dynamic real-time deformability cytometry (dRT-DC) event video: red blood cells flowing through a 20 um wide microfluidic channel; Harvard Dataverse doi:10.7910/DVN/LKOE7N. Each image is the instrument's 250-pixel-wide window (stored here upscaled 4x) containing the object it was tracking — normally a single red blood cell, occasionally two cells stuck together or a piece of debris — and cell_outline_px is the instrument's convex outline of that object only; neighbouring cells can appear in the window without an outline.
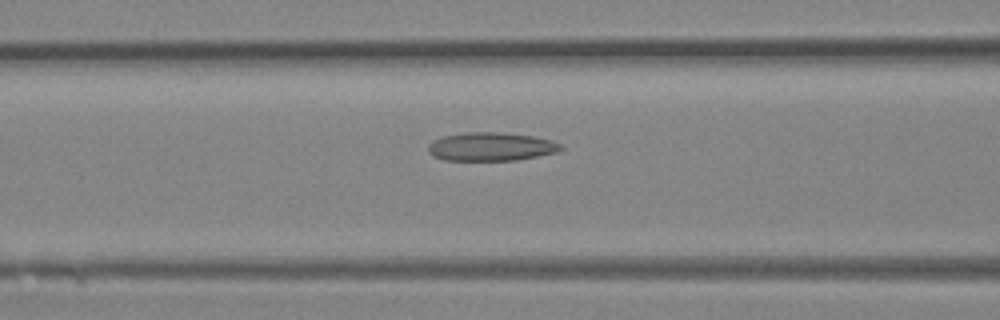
{"species": "Egyptian fruit bat (a non-hibernating species)", "species_latin": "Rousettus aegyptiacus", "temperature_condition": "room temperature", "stored_images_in_passage": 36, "camera_frame_rate_fps": 3000, "um_per_image_px": 0.085, "animal": {"sex": "female"}, "frame": {"image": 1, "passage_image": 14, "time_ms": 4.333, "image_size_px": [1000, 320], "cell_outline_px": [[564, 148], [556, 152], [516, 160], [444, 160], [432, 156], [428, 152], [428, 144], [432, 140], [444, 136], [464, 132], [496, 132], [532, 136], [552, 140], [560, 144]], "centroid_in_image_um": [41.69, 12.46], "position_along_channel_um": 124.9, "area_um2": 21.96}}
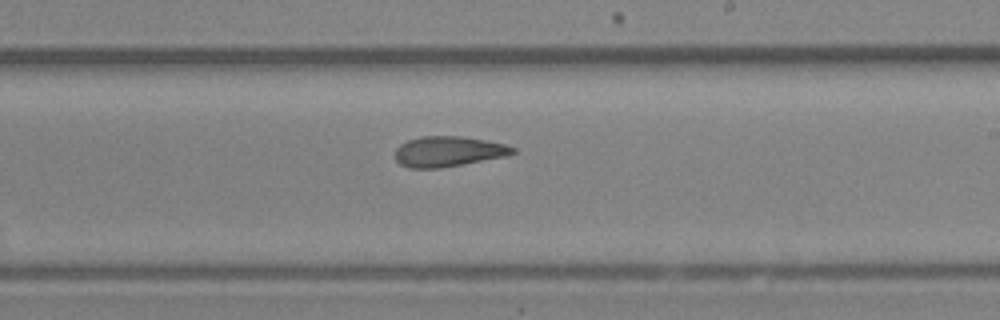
{"frame": {"image": 2, "passage_image": 21, "time_ms": 6.667, "image_size_px": [1000, 320], "cell_outline_px": [[516, 152], [508, 156], [440, 168], [408, 168], [400, 164], [396, 160], [396, 148], [400, 144], [408, 140], [420, 136], [460, 136], [484, 140], [504, 144], [516, 148]], "centroid_in_image_um": [38.1, 12.88], "position_along_channel_um": 250.9, "area_um2": 20.81}}
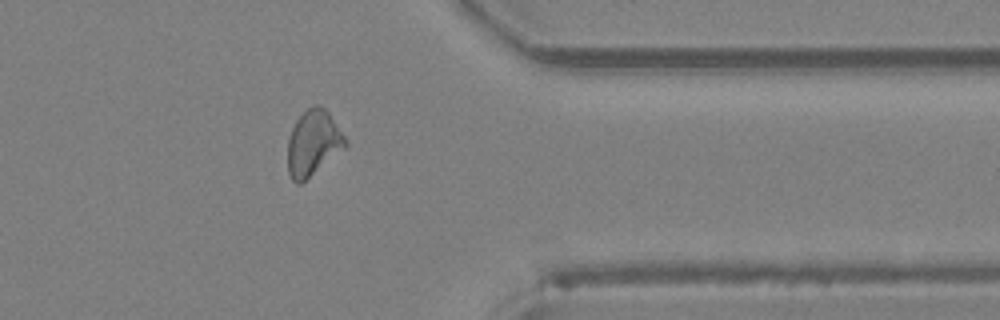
{"frame": {"image": 3, "passage_image": 29, "time_ms": 9.333, "image_size_px": [1000, 320], "cell_outline_px": [[348, 144], [344, 148], [300, 184], [296, 184], [292, 180], [288, 172], [288, 140], [292, 128], [296, 120], [308, 108], [316, 104], [324, 108], [328, 112], [344, 136]], "centroid_in_image_um": [26.6, 12.16], "position_along_channel_um": 384.8, "area_um2": 21.5}}